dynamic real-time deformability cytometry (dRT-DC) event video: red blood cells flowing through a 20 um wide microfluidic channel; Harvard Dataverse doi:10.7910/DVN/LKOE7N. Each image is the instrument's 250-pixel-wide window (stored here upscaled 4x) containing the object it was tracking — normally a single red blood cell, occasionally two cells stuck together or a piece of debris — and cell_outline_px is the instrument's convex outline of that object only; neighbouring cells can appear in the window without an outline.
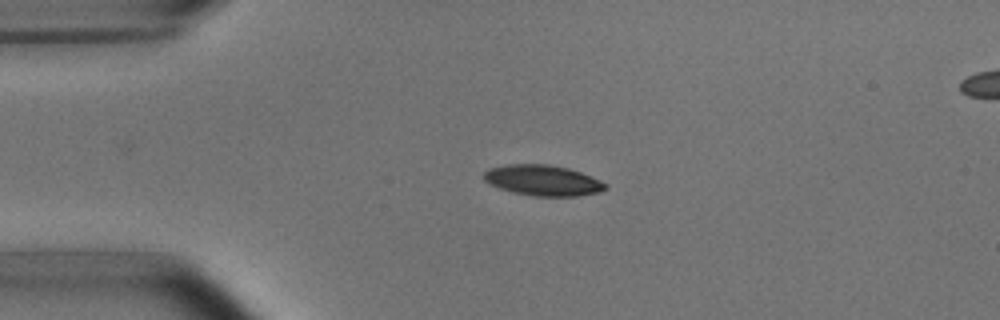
{"species": "common noctule bat (a hibernating species)", "species_latin": "Nyctalus noctula", "temperature_condition": "room temperature", "stored_images_in_passage": 5, "segment_of_instrument_passage": [1, 2], "camera_frame_rate_fps": 3000, "um_per_image_px": 0.085, "animal": {"sex": "male", "body_mass_g": 15.6}, "frame": {"image": 1, "passage_image": 3, "time_ms": 2.667, "image_size_px": [1000, 320], "cell_outline_px": [[608, 188], [600, 192], [576, 196], [536, 196], [512, 192], [500, 188], [484, 180], [484, 172], [488, 168], [508, 164], [548, 164], [568, 168], [580, 172], [600, 180], [608, 184]], "centroid_in_image_um": [46.16, 15.33], "position_along_channel_um": 38.8, "area_um2": 21.68}}